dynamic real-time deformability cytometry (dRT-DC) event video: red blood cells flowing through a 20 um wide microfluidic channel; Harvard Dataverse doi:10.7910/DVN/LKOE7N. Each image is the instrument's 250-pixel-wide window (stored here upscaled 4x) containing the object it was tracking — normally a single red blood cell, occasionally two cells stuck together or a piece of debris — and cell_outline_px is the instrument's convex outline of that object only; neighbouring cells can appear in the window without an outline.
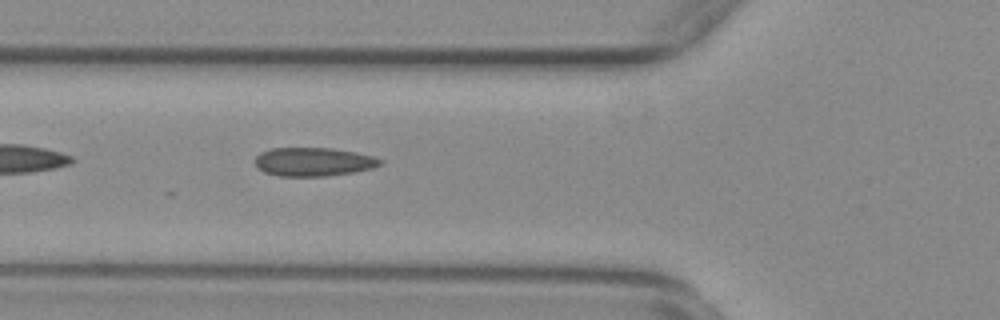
{"species": "common noctule bat (a hibernating species)", "species_latin": "Nyctalus noctula", "temperature_condition": "warm", "stored_images_in_passage": 40, "camera_frame_rate_fps": 3000, "um_per_image_px": 0.085, "animal": {"sex": "female", "body_mass_g": 29.2, "forearm_length_mm": 56.3}, "frame": {"image": 1, "passage_image": 5, "time_ms": 1.333, "image_size_px": [1000, 320], "cell_outline_px": [[384, 160], [380, 164], [372, 168], [352, 172], [328, 176], [276, 176], [264, 172], [256, 164], [256, 156], [260, 152], [272, 148], [332, 148], [356, 152], [372, 156]], "centroid_in_image_um": [26.64, 13.75], "position_along_channel_um": 99.2, "area_um2": 20.81}}
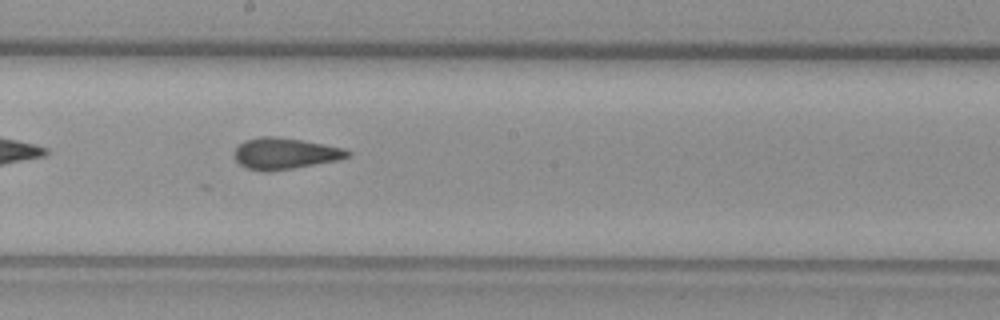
{"frame": {"image": 2, "passage_image": 15, "time_ms": 4.667, "image_size_px": [1000, 320], "cell_outline_px": [[352, 152], [348, 156], [340, 160], [268, 172], [264, 172], [244, 168], [236, 160], [232, 152], [244, 140], [260, 136], [276, 136], [300, 140], [344, 148]], "centroid_in_image_um": [24.17, 13.05], "position_along_channel_um": 224.0, "area_um2": 20.75}}
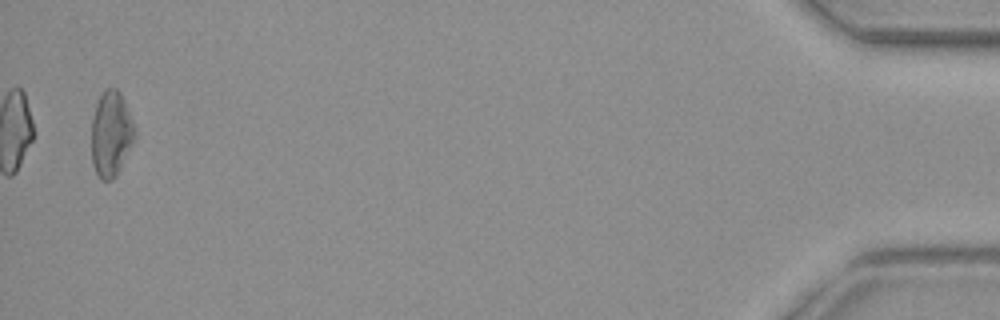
{"frame": {"image": 3, "passage_image": 39, "time_ms": 12.667, "image_size_px": [1000, 320], "cell_outline_px": [[136, 136], [116, 176], [112, 180], [100, 180], [92, 164], [92, 120], [96, 104], [104, 88], [116, 88], [120, 92], [124, 100], [136, 128]], "centroid_in_image_um": [9.45, 11.37], "position_along_channel_um": 425.8, "area_um2": 21.56}, "authors_computed_cell_mechanics": {"area_um2": 20.3456, "velocity_mm_per_s": 3.739, "shape_relaxation_time_tau1_ms": null, "shape_relaxation_time_tau2_ms": 2.5243, "deformation_change_tau1": null, "deformation_change_tau2": 0.0867}}